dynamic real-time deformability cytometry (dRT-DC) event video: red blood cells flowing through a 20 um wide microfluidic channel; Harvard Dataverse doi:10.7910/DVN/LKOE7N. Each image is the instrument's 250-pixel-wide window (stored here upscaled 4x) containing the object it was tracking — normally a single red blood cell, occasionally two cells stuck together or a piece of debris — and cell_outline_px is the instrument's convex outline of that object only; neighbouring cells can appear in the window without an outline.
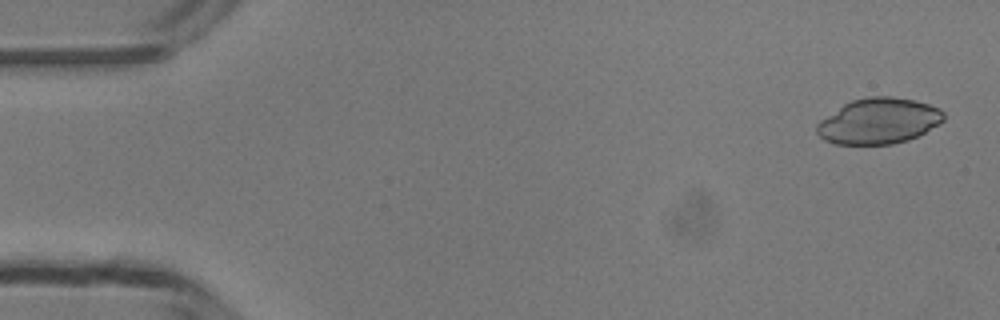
{"species": "common noctule bat (a hibernating species)", "species_latin": "Nyctalus noctula", "temperature_condition": "room temperature", "stored_images_in_passage": 48, "camera_frame_rate_fps": 3000, "um_per_image_px": 0.085, "animal": {"sex": "male", "body_mass_g": 13.3}, "frame": {"image": 1, "passage_image": 2, "time_ms": 0.333, "image_size_px": [1000, 320], "cell_outline_px": [[944, 120], [940, 124], [908, 140], [892, 144], [836, 144], [824, 140], [816, 132], [816, 124], [820, 120], [844, 104], [852, 100], [868, 96], [892, 96], [916, 100], [940, 108], [944, 112]], "centroid_in_image_um": [74.69, 10.28], "position_along_channel_um": 10.3, "area_um2": 33.87}}